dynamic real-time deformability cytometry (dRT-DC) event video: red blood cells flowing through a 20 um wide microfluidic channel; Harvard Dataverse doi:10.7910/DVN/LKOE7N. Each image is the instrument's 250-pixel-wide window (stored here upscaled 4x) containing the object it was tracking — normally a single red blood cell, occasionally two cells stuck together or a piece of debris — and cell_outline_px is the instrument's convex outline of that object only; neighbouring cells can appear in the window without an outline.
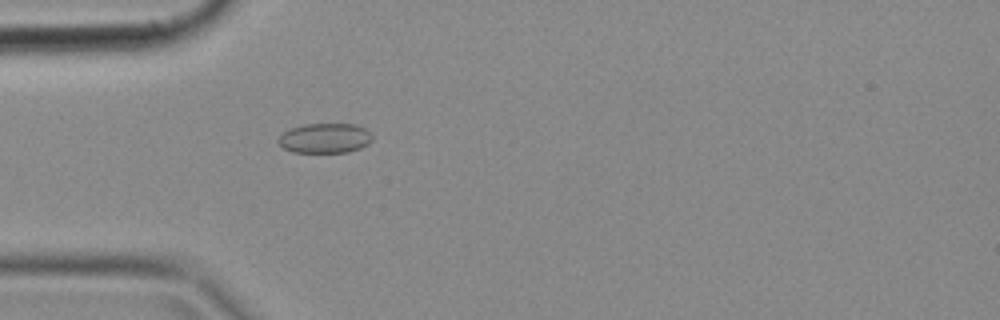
{"species": "common noctule bat (a hibernating species)", "species_latin": "Nyctalus noctula", "temperature_condition": "cold", "stored_images_in_passage": 50, "camera_frame_rate_fps": 3000, "um_per_image_px": 0.085, "animal": {"sex": "female", "body_mass_g": 18.4}, "frame": {"image": 1, "passage_image": 15, "time_ms": 4.667, "image_size_px": [1000, 320], "cell_outline_px": [[372, 140], [368, 144], [360, 148], [348, 152], [292, 152], [284, 148], [276, 140], [284, 132], [292, 128], [304, 124], [356, 124], [364, 128], [372, 136]], "centroid_in_image_um": [27.62, 11.74], "position_along_channel_um": 57.4, "area_um2": 16.24}}
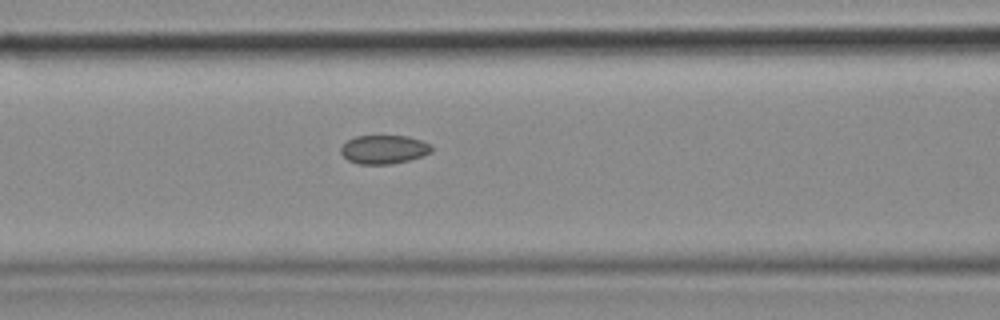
{"frame": {"image": 2, "passage_image": 21, "time_ms": 6.667, "image_size_px": [1000, 320], "cell_outline_px": [[432, 152], [408, 160], [392, 164], [360, 164], [348, 160], [340, 152], [340, 148], [348, 140], [356, 136], [408, 136], [432, 144]], "centroid_in_image_um": [32.64, 12.7], "position_along_channel_um": 134.0, "area_um2": 15.09}}
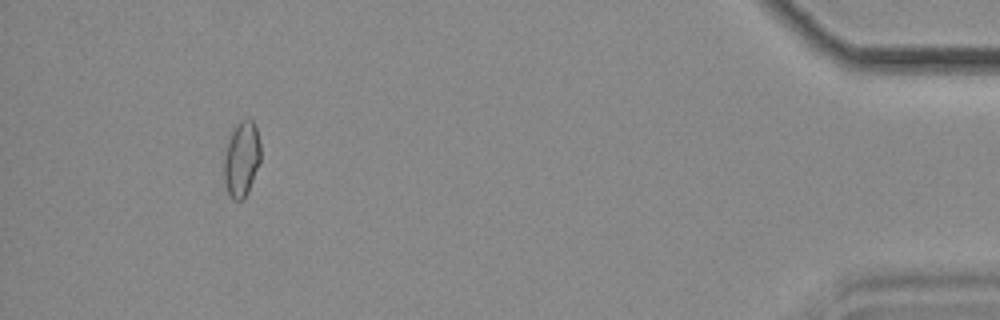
{"frame": {"image": 3, "passage_image": 47, "time_ms": 15.333, "image_size_px": [1000, 320], "cell_outline_px": [[260, 160], [248, 192], [244, 200], [232, 200], [228, 192], [224, 180], [224, 156], [232, 132], [236, 124], [240, 120], [248, 116], [252, 120], [256, 128], [260, 144]], "centroid_in_image_um": [20.54, 13.51], "position_along_channel_um": 414.7, "area_um2": 16.01}}